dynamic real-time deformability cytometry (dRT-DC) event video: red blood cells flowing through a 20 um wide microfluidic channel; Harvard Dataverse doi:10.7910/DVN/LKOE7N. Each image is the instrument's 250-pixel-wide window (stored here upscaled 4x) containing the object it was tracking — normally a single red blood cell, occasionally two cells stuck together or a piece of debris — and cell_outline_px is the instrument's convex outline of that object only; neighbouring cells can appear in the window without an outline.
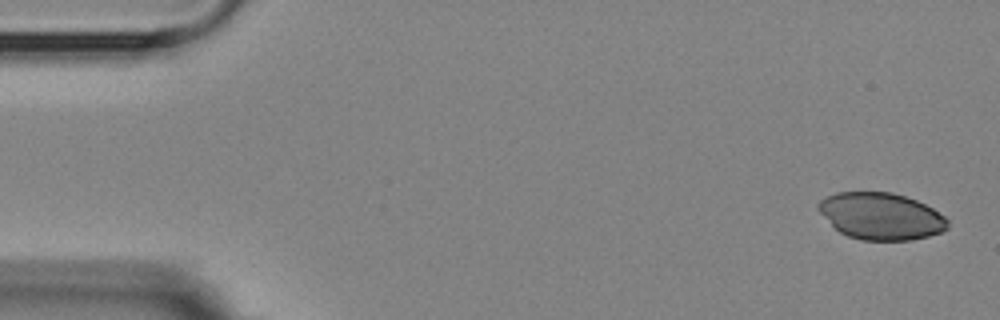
{"species": "Egyptian fruit bat (a non-hibernating species)", "species_latin": "Rousettus aegyptiacus", "temperature_condition": "room temperature", "stored_images_in_passage": 8, "camera_frame_rate_fps": 3000, "um_per_image_px": 0.085, "animal": {"sex": "female"}, "frame": {"image": 1, "passage_image": 1, "time_ms": 0.0, "image_size_px": [1000, 320], "cell_outline_px": [[948, 228], [940, 232], [928, 236], [912, 240], [860, 240], [848, 236], [840, 232], [816, 208], [816, 204], [820, 200], [836, 192], [892, 192], [916, 200], [932, 208], [944, 216], [948, 220]], "centroid_in_image_um": [74.88, 18.37], "position_along_channel_um": 10.1, "area_um2": 35.14}}